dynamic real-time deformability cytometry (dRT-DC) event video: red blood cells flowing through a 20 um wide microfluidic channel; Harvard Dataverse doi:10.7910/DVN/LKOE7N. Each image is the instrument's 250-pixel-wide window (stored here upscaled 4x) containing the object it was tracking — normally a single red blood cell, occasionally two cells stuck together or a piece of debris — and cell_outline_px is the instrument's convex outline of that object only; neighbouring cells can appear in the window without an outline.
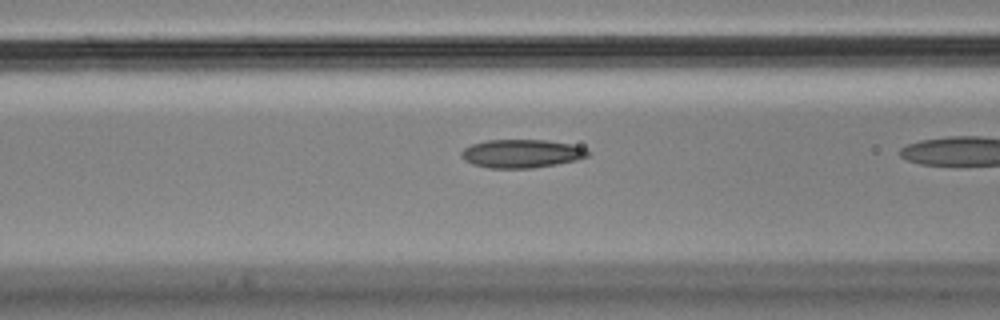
{"species": "Egyptian fruit bat (a non-hibernating species)", "species_latin": "Rousettus aegyptiacus", "temperature_condition": "cold", "stored_images_in_passage": 12, "camera_frame_rate_fps": 3000, "um_per_image_px": 0.085, "animal": {"sex": "male"}, "frame": {"image": 1, "passage_image": 10, "time_ms": 3.0, "image_size_px": [1000, 320], "cell_outline_px": [[592, 152], [588, 156], [576, 160], [556, 164], [532, 168], [488, 168], [472, 164], [464, 160], [460, 156], [460, 152], [464, 148], [472, 144], [488, 140], [544, 140], [572, 144], [584, 148]], "centroid_in_image_um": [44.32, 13.06], "position_along_channel_um": 122.3, "area_um2": 20.98}}